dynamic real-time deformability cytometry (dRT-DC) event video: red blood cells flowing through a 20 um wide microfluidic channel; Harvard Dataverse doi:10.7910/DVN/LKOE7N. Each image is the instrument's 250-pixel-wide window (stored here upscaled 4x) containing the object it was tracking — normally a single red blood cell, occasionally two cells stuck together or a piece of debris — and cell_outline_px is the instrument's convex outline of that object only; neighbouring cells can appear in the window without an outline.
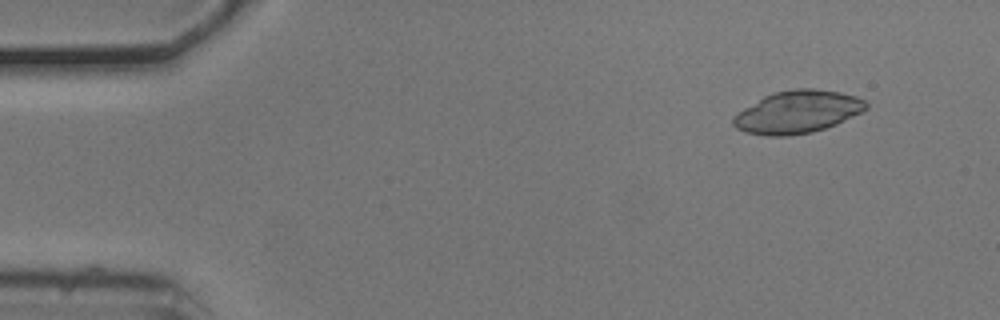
{"species": "common noctule bat (a hibernating species)", "species_latin": "Nyctalus noctula", "temperature_condition": "cold", "stored_images_in_passage": 24, "camera_frame_rate_fps": 3000, "um_per_image_px": 0.085, "animal": {"sex": "male", "body_mass_g": 20.5, "forearm_length_mm": 52.5}, "frame": {"image": 1, "passage_image": 1, "time_ms": 0.0, "image_size_px": [1000, 320], "cell_outline_px": [[868, 108], [836, 124], [812, 132], [788, 136], [768, 136], [744, 132], [736, 128], [732, 124], [732, 116], [744, 108], [764, 96], [772, 92], [796, 88], [812, 88], [840, 92], [856, 96], [864, 100], [868, 104]], "centroid_in_image_um": [67.75, 9.51], "position_along_channel_um": 17.2, "area_um2": 32.95}}